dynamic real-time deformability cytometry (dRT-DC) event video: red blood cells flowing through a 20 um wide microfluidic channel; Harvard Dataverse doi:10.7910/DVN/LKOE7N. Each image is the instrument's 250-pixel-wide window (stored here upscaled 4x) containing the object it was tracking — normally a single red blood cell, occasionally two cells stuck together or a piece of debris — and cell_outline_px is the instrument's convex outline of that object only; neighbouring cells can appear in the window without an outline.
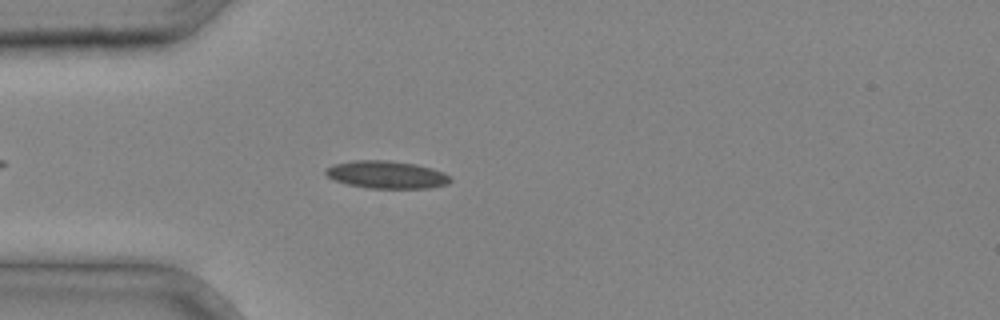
{"species": "common noctule bat (a hibernating species)", "species_latin": "Nyctalus noctula", "temperature_condition": "cold", "stored_images_in_passage": 28, "camera_frame_rate_fps": 3000, "um_per_image_px": 0.085, "animal": {"sex": "male", "body_mass_g": 20.4}, "frame": {"image": 1, "passage_image": 2, "time_ms": 0.333, "image_size_px": [1000, 320], "cell_outline_px": [[452, 180], [448, 184], [432, 188], [368, 188], [348, 184], [336, 180], [328, 176], [324, 172], [324, 168], [336, 164], [352, 160], [388, 160], [416, 164], [432, 168], [444, 172], [452, 176]], "centroid_in_image_um": [32.91, 14.84], "position_along_channel_um": 52.1, "area_um2": 20.17}}
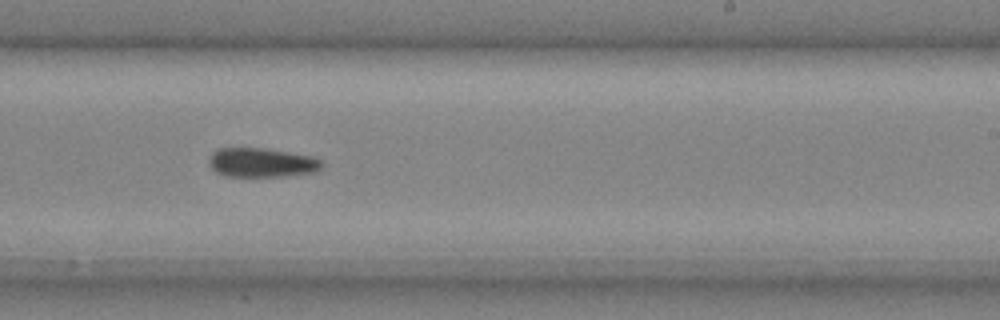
{"frame": {"image": 2, "passage_image": 15, "time_ms": 4.667, "image_size_px": [1000, 320], "cell_outline_px": [[324, 168], [316, 172], [288, 176], [228, 176], [216, 172], [208, 164], [208, 156], [216, 148], [264, 148], [312, 156], [320, 160], [324, 164]], "centroid_in_image_um": [22.25, 13.82], "position_along_channel_um": 266.8, "area_um2": 19.48}}
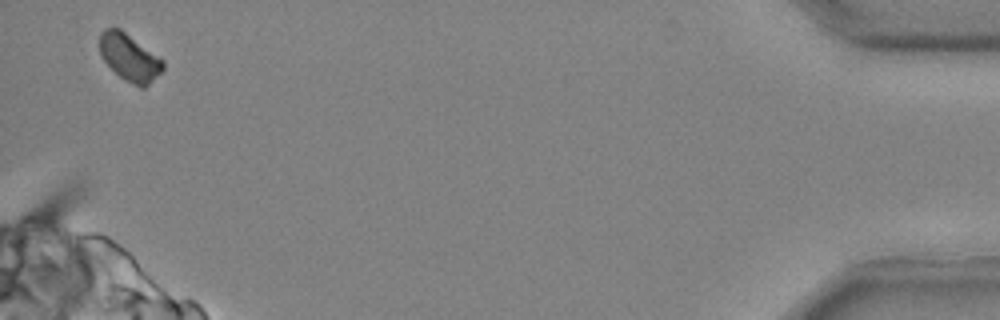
{"frame": {"image": 3, "passage_image": 28, "time_ms": 9.0, "image_size_px": [1000, 320], "cell_outline_px": [[164, 68], [144, 88], [140, 88], [124, 80], [100, 56], [100, 32], [104, 28], [120, 28], [164, 60]], "centroid_in_image_um": [11.0, 4.87], "position_along_channel_um": 424.2, "area_um2": 17.22}}